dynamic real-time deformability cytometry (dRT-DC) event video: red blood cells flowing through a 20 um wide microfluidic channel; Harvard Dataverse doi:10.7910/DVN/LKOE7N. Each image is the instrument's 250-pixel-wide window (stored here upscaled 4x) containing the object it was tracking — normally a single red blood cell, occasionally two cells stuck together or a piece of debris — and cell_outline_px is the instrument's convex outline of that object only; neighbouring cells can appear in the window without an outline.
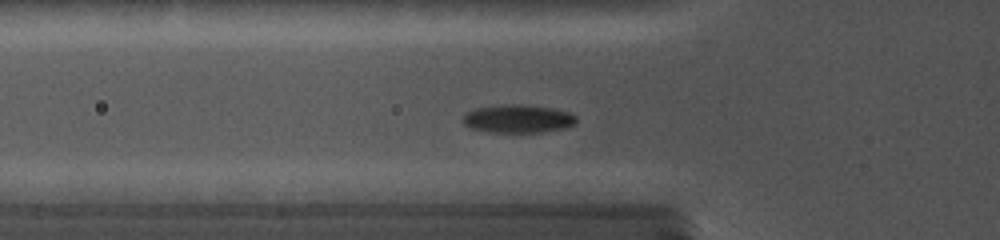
{"species": "common noctule bat (a hibernating species)", "species_latin": "Nyctalus noctula", "temperature_condition": "cold", "stored_images_in_passage": 25, "camera_frame_rate_fps": 5000, "um_per_image_px": 0.085, "animal": {"sex": "female", "body_mass_g": 19.0, "forearm_length_mm": 56.7}, "frame": {"image": 1, "passage_image": 2, "time_ms": 0.4, "image_size_px": [1000, 240], "cell_outline_px": [[576, 124], [568, 128], [544, 132], [488, 132], [472, 128], [464, 124], [464, 116], [468, 112], [476, 108], [516, 104], [520, 104], [552, 108], [568, 112], [576, 116]], "centroid_in_image_um": [44.1, 10.11], "position_along_channel_um": 81.7, "area_um2": 18.44}}
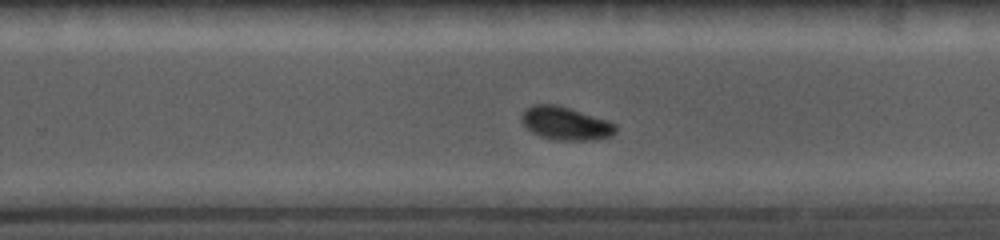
{"frame": {"image": 2, "passage_image": 13, "time_ms": 5.6, "image_size_px": [1000, 240], "cell_outline_px": [[616, 132], [612, 136], [596, 140], [556, 140], [540, 136], [524, 128], [520, 120], [520, 116], [532, 104], [556, 104], [608, 120], [616, 124]], "centroid_in_image_um": [48.06, 10.5], "position_along_channel_um": 281.7, "area_um2": 18.38}}
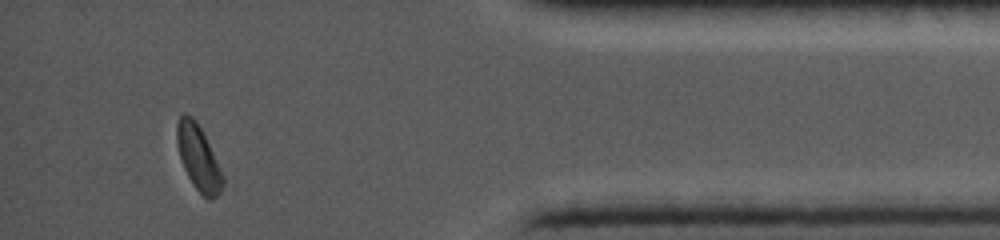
{"frame": {"image": 3, "passage_image": 23, "time_ms": 9.8, "image_size_px": [1000, 240], "cell_outline_px": [[224, 184], [220, 192], [212, 200], [208, 200], [196, 188], [188, 176], [184, 168], [180, 156], [176, 140], [176, 124], [180, 116], [184, 112], [192, 116], [196, 120], [224, 176]], "centroid_in_image_um": [16.85, 13.4], "position_along_channel_um": 418.3, "area_um2": 17.11}}